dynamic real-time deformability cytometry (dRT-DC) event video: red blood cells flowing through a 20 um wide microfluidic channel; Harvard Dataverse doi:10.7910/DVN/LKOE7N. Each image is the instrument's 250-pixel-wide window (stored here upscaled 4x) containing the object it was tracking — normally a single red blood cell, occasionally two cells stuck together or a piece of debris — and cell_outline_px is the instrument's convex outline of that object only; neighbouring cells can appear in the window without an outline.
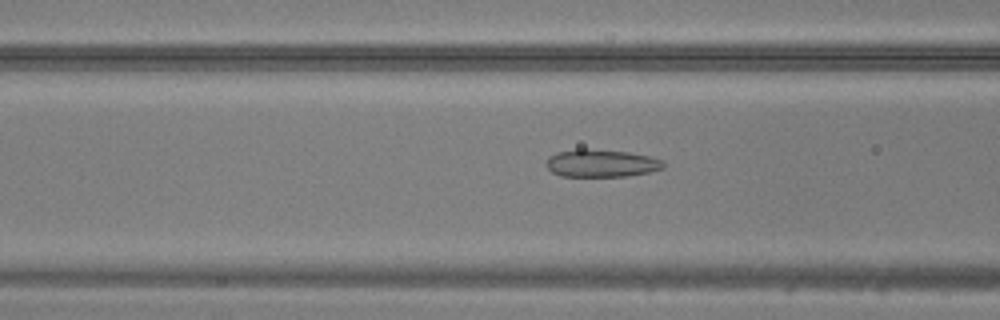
{"species": "common noctule bat (a hibernating species)", "species_latin": "Nyctalus noctula", "temperature_condition": "warm", "stored_images_in_passage": 34, "camera_frame_rate_fps": 3000, "um_per_image_px": 0.085, "animal": {"sex": "male", "body_mass_g": 20.5, "forearm_length_mm": 52.5}, "frame": {"image": 1, "passage_image": 10, "time_ms": 3.0, "image_size_px": [1000, 320], "cell_outline_px": [[664, 168], [648, 172], [628, 176], [560, 176], [552, 172], [544, 164], [548, 156], [556, 152], [580, 148], [584, 148], [628, 152], [648, 156], [664, 160]], "centroid_in_image_um": [51.07, 13.87], "position_along_channel_um": 115.5, "area_um2": 19.02}}
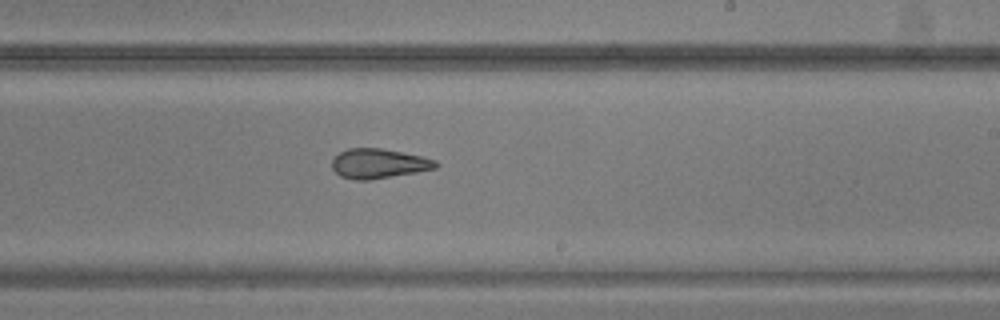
{"frame": {"image": 2, "passage_image": 20, "time_ms": 6.333, "image_size_px": [1000, 320], "cell_outline_px": [[440, 164], [436, 168], [416, 172], [368, 180], [356, 180], [340, 176], [332, 168], [332, 160], [340, 152], [348, 148], [380, 148], [404, 152], [436, 160]], "centroid_in_image_um": [32.19, 13.9], "position_along_channel_um": 256.8, "area_um2": 17.86}}
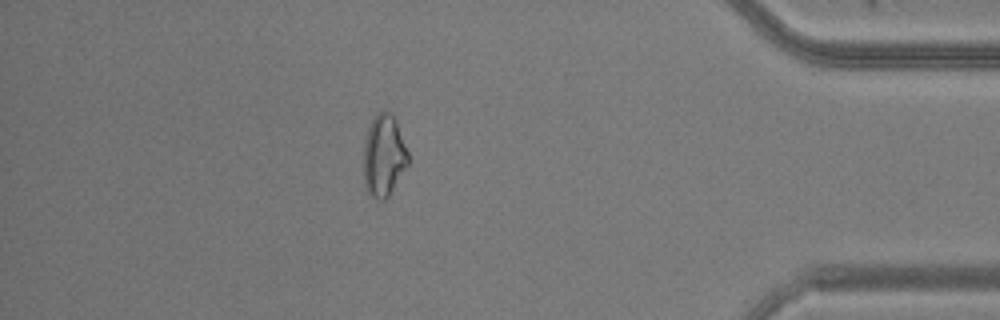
{"frame": {"image": 3, "passage_image": 33, "time_ms": 10.667, "image_size_px": [1000, 320], "cell_outline_px": [[408, 164], [388, 196], [384, 200], [380, 200], [372, 196], [368, 192], [364, 184], [364, 140], [368, 128], [376, 112], [380, 108], [384, 108], [392, 112], [396, 120], [408, 152]], "centroid_in_image_um": [32.61, 13.15], "position_along_channel_um": 402.6, "area_um2": 21.39}}